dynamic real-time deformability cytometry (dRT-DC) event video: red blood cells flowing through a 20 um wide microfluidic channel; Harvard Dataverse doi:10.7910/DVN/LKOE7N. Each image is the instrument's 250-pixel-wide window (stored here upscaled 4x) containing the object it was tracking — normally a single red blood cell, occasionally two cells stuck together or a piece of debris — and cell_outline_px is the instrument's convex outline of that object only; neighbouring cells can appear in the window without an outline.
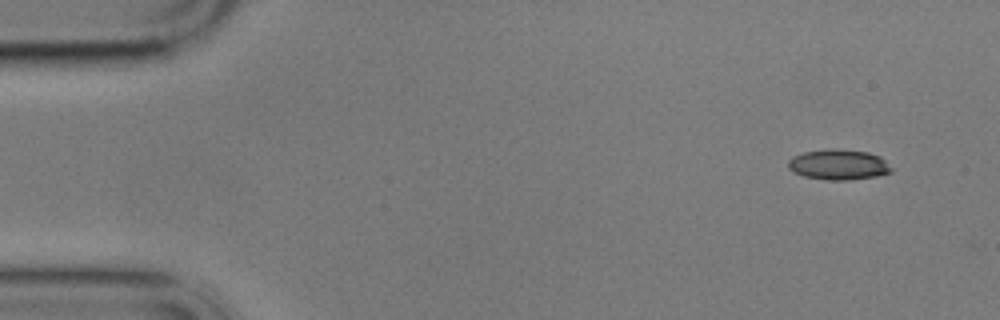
{"species": "common noctule bat (a hibernating species)", "species_latin": "Nyctalus noctula", "temperature_condition": "cold", "stored_images_in_passage": 7, "camera_frame_rate_fps": 3000, "um_per_image_px": 0.085, "animal": {"sex": "male", "body_mass_g": 17.9}, "frame": {"image": 1, "passage_image": 1, "time_ms": 0.0, "image_size_px": [1000, 320], "cell_outline_px": [[892, 172], [876, 176], [848, 180], [828, 180], [804, 176], [788, 168], [788, 160], [792, 156], [804, 152], [832, 148], [868, 152], [880, 156], [892, 168]], "centroid_in_image_um": [71.28, 13.99], "position_along_channel_um": 13.7, "area_um2": 18.21}}
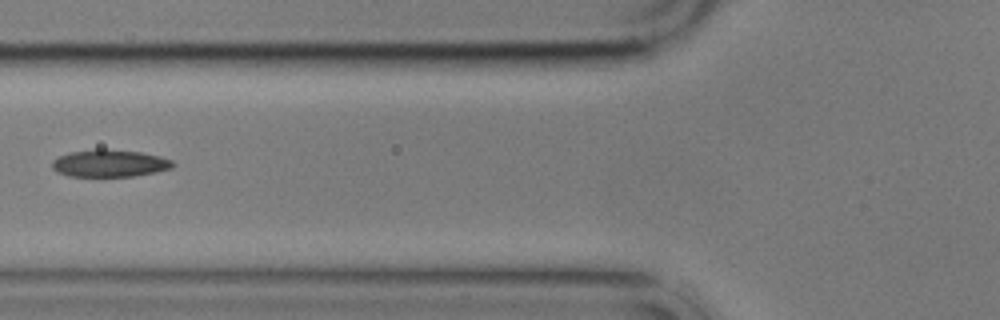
{"frame": {"image": 2, "passage_image": 6, "time_ms": 6.0, "image_size_px": [1000, 320], "cell_outline_px": [[176, 164], [172, 168], [156, 172], [132, 176], [68, 176], [56, 172], [52, 168], [52, 160], [68, 152], [96, 148], [104, 148], [140, 152], [160, 156], [172, 160]], "centroid_in_image_um": [9.31, 13.87], "position_along_channel_um": 116.5, "area_um2": 19.42}}
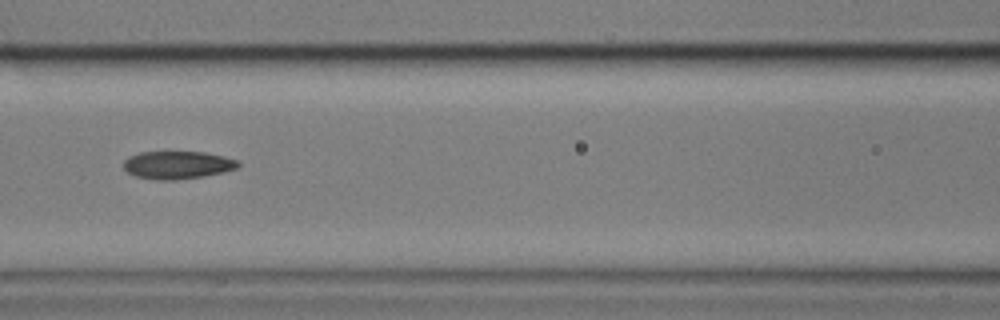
{"frame": {"image": 3, "passage_image": 7, "time_ms": 7.0, "image_size_px": [1000, 320], "cell_outline_px": [[240, 164], [236, 168], [224, 172], [204, 176], [176, 180], [156, 180], [136, 176], [128, 172], [124, 168], [124, 160], [128, 156], [140, 152], [204, 152], [224, 156], [236, 160]], "centroid_in_image_um": [15.07, 14.02], "position_along_channel_um": 151.5, "area_um2": 18.55}}